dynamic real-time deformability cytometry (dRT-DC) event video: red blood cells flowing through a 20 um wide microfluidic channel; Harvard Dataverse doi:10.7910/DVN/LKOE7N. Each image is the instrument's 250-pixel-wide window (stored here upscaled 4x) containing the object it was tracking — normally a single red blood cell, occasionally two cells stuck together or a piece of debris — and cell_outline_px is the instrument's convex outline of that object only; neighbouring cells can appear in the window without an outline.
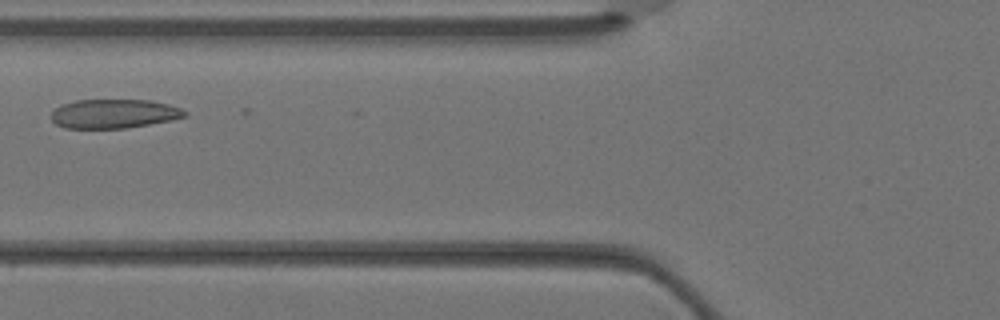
{"species": "Egyptian fruit bat (a non-hibernating species)", "species_latin": "Rousettus aegyptiacus", "temperature_condition": "warm", "stored_images_in_passage": 2, "camera_frame_rate_fps": 3000, "um_per_image_px": 0.085, "animal": {"sex": "female"}, "frame": {"image": 1, "passage_image": 2, "time_ms": 0.333, "image_size_px": [1000, 320], "cell_outline_px": [[188, 116], [172, 120], [124, 128], [64, 128], [56, 124], [52, 120], [52, 112], [60, 104], [76, 100], [148, 100], [168, 104], [180, 108], [188, 112]], "centroid_in_image_um": [9.69, 9.66], "position_along_channel_um": 116.1, "area_um2": 22.6}}